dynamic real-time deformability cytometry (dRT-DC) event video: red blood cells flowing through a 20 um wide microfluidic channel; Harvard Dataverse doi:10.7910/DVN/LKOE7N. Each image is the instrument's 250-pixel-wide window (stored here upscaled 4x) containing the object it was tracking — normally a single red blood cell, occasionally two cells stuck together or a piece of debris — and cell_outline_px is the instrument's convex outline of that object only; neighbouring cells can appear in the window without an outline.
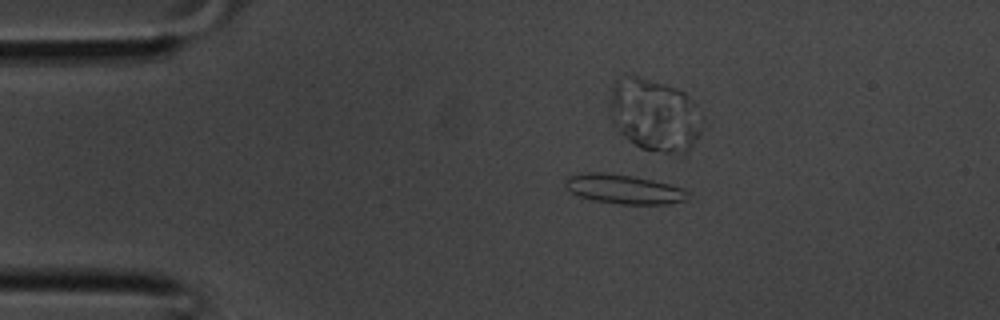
{"species": "common noctule bat (a hibernating species)", "species_latin": "Nyctalus noctula", "temperature_condition": "room temperature", "stored_images_in_passage": 32, "camera_frame_rate_fps": 3000, "um_per_image_px": 0.085, "animal": {"sex": "male", "body_mass_g": 20.1, "forearm_length_mm": 53.5}, "frame": {"image": 1, "passage_image": 1, "time_ms": 0.0, "image_size_px": [1000, 320], "cell_outline_px": [[692, 192], [684, 200], [668, 204], [620, 204], [592, 200], [568, 192], [564, 188], [564, 180], [568, 176], [584, 172], [604, 172], [632, 176], [652, 180], [668, 184]], "centroid_in_image_um": [52.95, 16.07], "position_along_channel_um": 32.0, "area_um2": 21.1}}
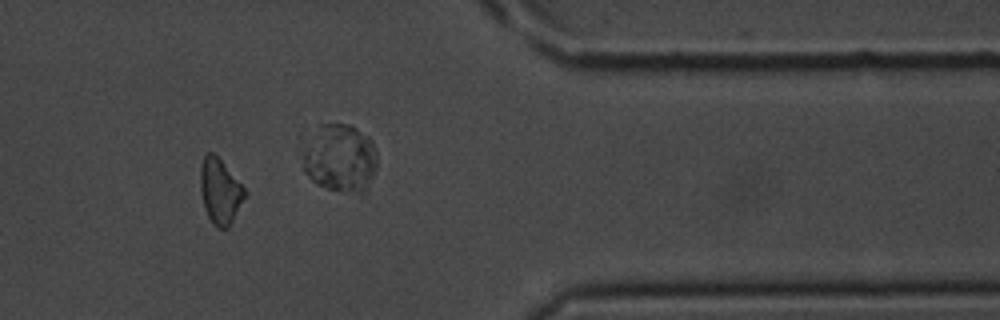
{"frame": {"image": 2, "passage_image": 25, "time_ms": 8.0, "image_size_px": [1000, 320], "cell_outline_px": [[248, 196], [228, 228], [216, 228], [212, 224], [204, 208], [200, 188], [200, 168], [204, 156], [208, 152], [212, 152], [220, 160], [248, 192]], "centroid_in_image_um": [18.72, 16.3], "position_along_channel_um": 392.7, "area_um2": 16.99}}
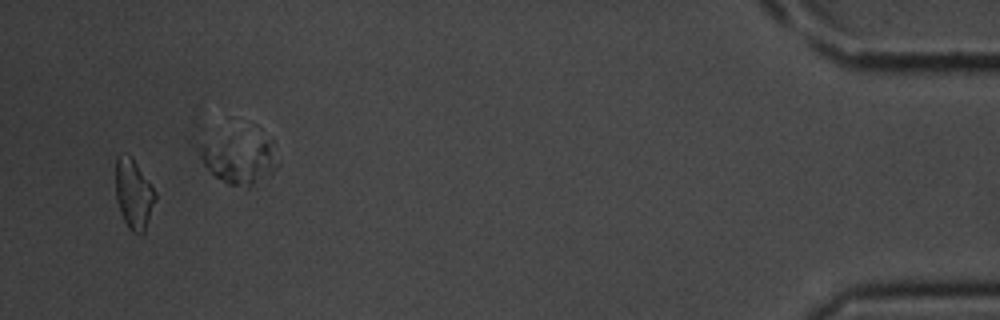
{"frame": {"image": 3, "passage_image": 30, "time_ms": 9.667, "image_size_px": [1000, 320], "cell_outline_px": [[156, 196], [144, 232], [140, 236], [132, 232], [128, 228], [120, 212], [116, 200], [116, 156], [132, 156], [156, 192]], "centroid_in_image_um": [11.35, 16.52], "position_along_channel_um": 423.8, "area_um2": 15.95}}